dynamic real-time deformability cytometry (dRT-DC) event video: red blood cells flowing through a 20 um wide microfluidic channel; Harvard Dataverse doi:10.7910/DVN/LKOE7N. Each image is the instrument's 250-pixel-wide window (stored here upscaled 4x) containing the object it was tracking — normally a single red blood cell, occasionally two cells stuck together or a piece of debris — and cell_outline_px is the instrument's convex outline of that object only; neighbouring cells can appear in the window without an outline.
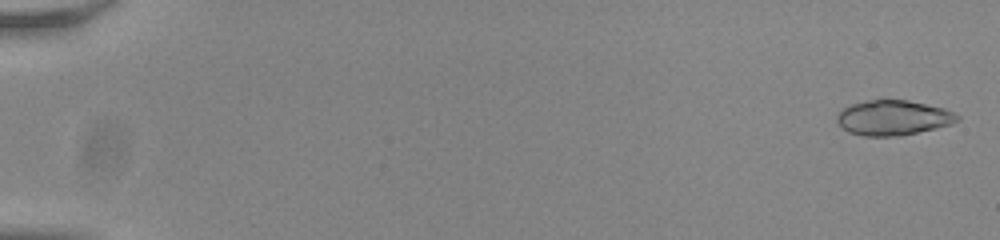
{"species": "common noctule bat (a hibernating species)", "species_latin": "Nyctalus noctula", "temperature_condition": "room temperature", "stored_images_in_passage": 55, "camera_frame_rate_fps": 3000, "um_per_image_px": 0.085, "animal": {"sex": "male", "body_mass_g": 20.0, "forearm_length_mm": 53.3}, "frame": {"image": 1, "passage_image": 2, "time_ms": 0.333, "image_size_px": [1000, 240], "cell_outline_px": [[960, 120], [952, 124], [936, 128], [900, 136], [864, 136], [848, 132], [836, 120], [836, 116], [844, 108], [852, 104], [868, 100], [908, 100], [944, 108], [960, 116]], "centroid_in_image_um": [75.94, 10.01], "position_along_channel_um": 9.1, "area_um2": 24.45}}
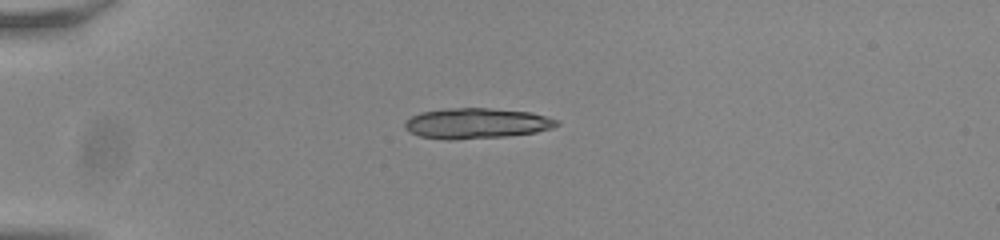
{"frame": {"image": 2, "passage_image": 16, "time_ms": 5.0, "image_size_px": [1000, 240], "cell_outline_px": [[560, 124], [552, 128], [536, 132], [504, 136], [452, 140], [448, 140], [420, 136], [404, 128], [404, 120], [420, 112], [444, 108], [488, 108], [532, 112], [548, 116], [560, 120]], "centroid_in_image_um": [40.52, 10.47], "position_along_channel_um": 44.5, "area_um2": 27.17}}
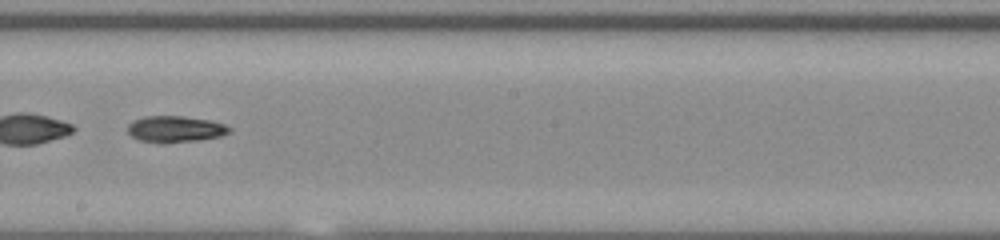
{"frame": {"image": 3, "passage_image": 34, "time_ms": 11.0, "image_size_px": [1000, 240], "cell_outline_px": [[232, 132], [220, 136], [196, 140], [164, 144], [140, 140], [132, 136], [128, 132], [128, 124], [132, 120], [144, 116], [184, 116], [212, 120], [224, 124], [232, 128]], "centroid_in_image_um": [14.91, 10.97], "position_along_channel_um": 233.3, "area_um2": 15.84}, "authors_computed_cell_mechanics": {"area_um2": 24.3338, "velocity_mm_per_s": 3.8424, "shape_relaxation_time_tau1_ms": 4.1696, "shape_relaxation_time_tau2_ms": null, "deformation_change_tau1": 0.1743, "deformation_change_tau2": null}}